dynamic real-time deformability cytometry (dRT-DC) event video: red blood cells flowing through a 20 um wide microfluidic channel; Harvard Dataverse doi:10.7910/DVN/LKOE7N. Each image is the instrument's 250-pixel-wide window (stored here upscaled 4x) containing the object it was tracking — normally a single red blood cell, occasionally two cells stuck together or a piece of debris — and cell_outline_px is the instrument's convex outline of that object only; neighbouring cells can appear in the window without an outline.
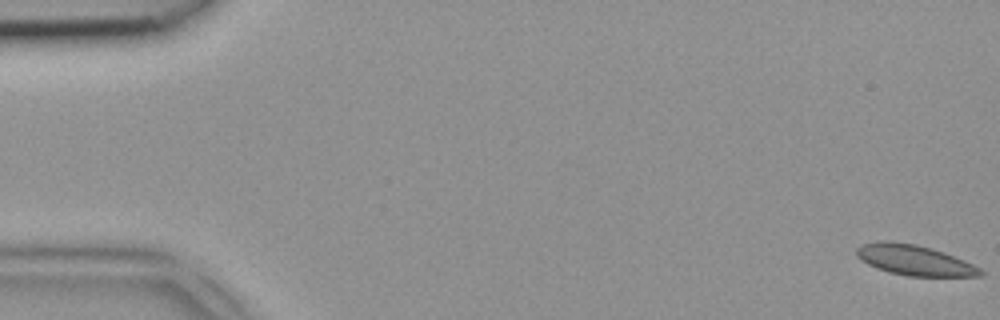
{"species": "common noctule bat (a hibernating species)", "species_latin": "Nyctalus noctula", "temperature_condition": "room temperature", "stored_images_in_passage": 8, "camera_frame_rate_fps": 3000, "um_per_image_px": 0.085, "animal": {"sex": "female", "body_mass_g": 18.4}, "frame": {"image": 1, "passage_image": 1, "time_ms": 0.0, "image_size_px": [1000, 320], "cell_outline_px": [[984, 272], [980, 276], [908, 276], [888, 272], [876, 268], [868, 264], [856, 256], [856, 248], [860, 244], [880, 240], [888, 240], [916, 244], [944, 252], [964, 260], [980, 268]], "centroid_in_image_um": [77.68, 22.1], "position_along_channel_um": 7.3, "area_um2": 22.02}}